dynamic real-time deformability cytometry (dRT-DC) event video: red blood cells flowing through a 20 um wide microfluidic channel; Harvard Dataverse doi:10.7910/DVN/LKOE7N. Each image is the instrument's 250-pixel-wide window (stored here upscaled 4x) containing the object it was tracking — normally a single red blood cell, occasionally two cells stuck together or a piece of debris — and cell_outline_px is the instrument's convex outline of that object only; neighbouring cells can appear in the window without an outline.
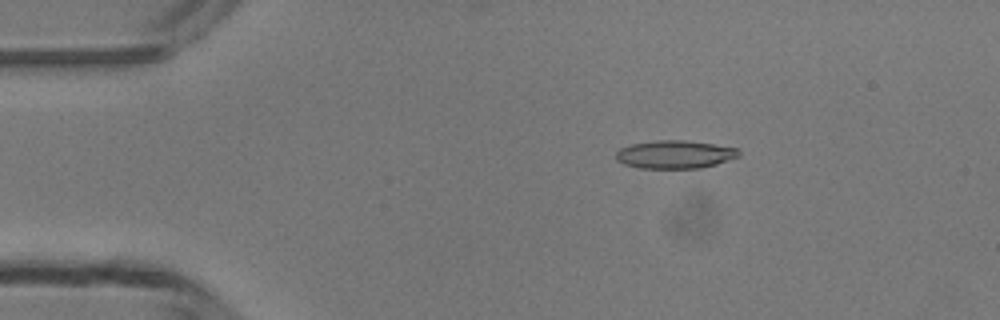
{"species": "common noctule bat (a hibernating species)", "species_latin": "Nyctalus noctula", "temperature_condition": "room temperature", "stored_images_in_passage": 43, "camera_frame_rate_fps": 3000, "um_per_image_px": 0.085, "animal": {"sex": "male", "body_mass_g": 13.3}, "frame": {"image": 1, "passage_image": 2, "time_ms": 0.333, "image_size_px": [1000, 320], "cell_outline_px": [[740, 156], [716, 164], [700, 168], [640, 168], [624, 164], [616, 160], [616, 152], [620, 148], [632, 144], [656, 140], [684, 140], [740, 148]], "centroid_in_image_um": [57.38, 13.12], "position_along_channel_um": 27.6, "area_um2": 20.11}}
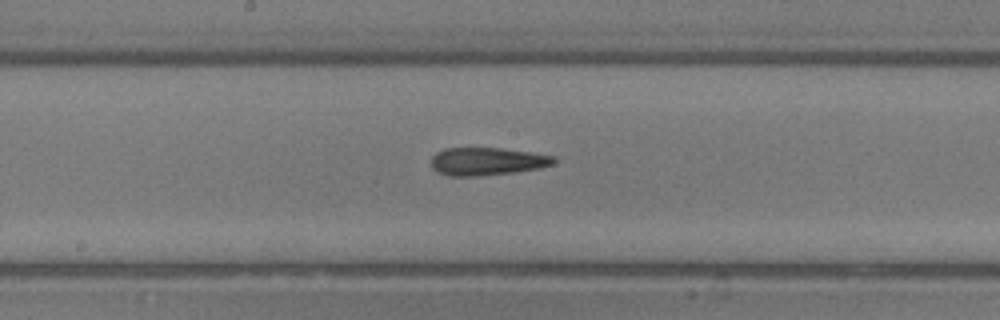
{"frame": {"image": 2, "passage_image": 19, "time_ms": 6.0, "image_size_px": [1000, 320], "cell_outline_px": [[556, 160], [552, 164], [540, 168], [512, 172], [476, 176], [448, 176], [436, 172], [432, 168], [432, 156], [436, 152], [444, 148], [500, 148], [528, 152], [552, 156]], "centroid_in_image_um": [41.33, 13.72], "position_along_channel_um": 206.9, "area_um2": 19.71}}
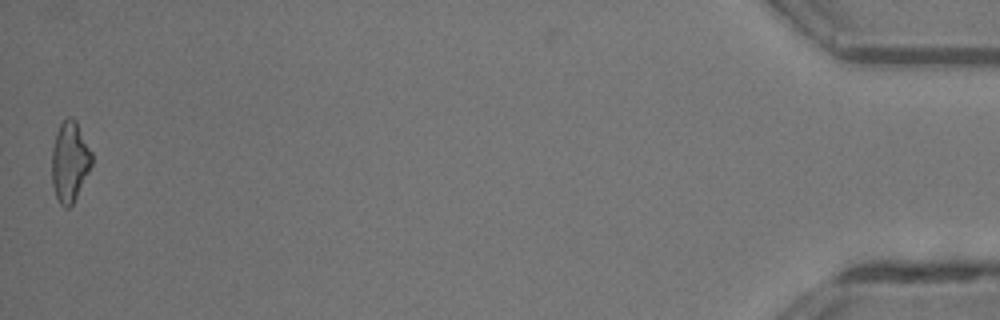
{"frame": {"image": 3, "passage_image": 42, "time_ms": 13.667, "image_size_px": [1000, 320], "cell_outline_px": [[92, 164], [72, 204], [68, 208], [64, 208], [60, 204], [56, 196], [52, 184], [52, 148], [56, 132], [60, 124], [68, 116], [72, 116], [76, 120], [92, 152]], "centroid_in_image_um": [5.92, 13.71], "position_along_channel_um": 429.3, "area_um2": 18.61}, "authors_computed_cell_mechanics": {"area_um2": 19.7098, "velocity_mm_per_s": 4.2167, "shape_relaxation_time_tau1_ms": 9.6997, "shape_relaxation_time_tau2_ms": 3.7325, "deformation_change_tau1": 0.2351, "deformation_change_tau2": 0.152}}